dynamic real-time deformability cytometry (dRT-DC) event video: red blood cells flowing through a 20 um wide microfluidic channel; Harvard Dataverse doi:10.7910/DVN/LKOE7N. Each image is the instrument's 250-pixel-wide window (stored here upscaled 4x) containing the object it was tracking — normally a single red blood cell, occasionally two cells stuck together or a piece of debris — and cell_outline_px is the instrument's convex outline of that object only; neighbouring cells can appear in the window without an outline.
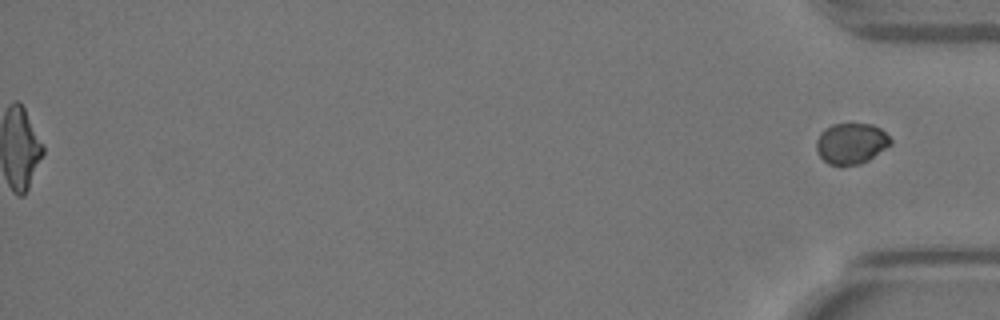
{"species": "Egyptian fruit bat (a non-hibernating species)", "species_latin": "Rousettus aegyptiacus", "temperature_condition": "warm", "stored_images_in_passage": 57, "segment_of_instrument_passage": [2, 2], "camera_frame_rate_fps": 3000, "um_per_image_px": 0.085, "animal": {"sex": "female"}, "frame": {"image": 1, "passage_image": 57, "time_ms": 18.667, "image_size_px": [1000, 320], "cell_outline_px": [[892, 144], [868, 160], [860, 164], [840, 168], [828, 164], [820, 156], [816, 148], [816, 140], [820, 132], [824, 128], [832, 124], [872, 124], [880, 128], [892, 140]], "centroid_in_image_um": [72.32, 12.22], "position_along_channel_um": 362.9, "area_um2": 18.03}}